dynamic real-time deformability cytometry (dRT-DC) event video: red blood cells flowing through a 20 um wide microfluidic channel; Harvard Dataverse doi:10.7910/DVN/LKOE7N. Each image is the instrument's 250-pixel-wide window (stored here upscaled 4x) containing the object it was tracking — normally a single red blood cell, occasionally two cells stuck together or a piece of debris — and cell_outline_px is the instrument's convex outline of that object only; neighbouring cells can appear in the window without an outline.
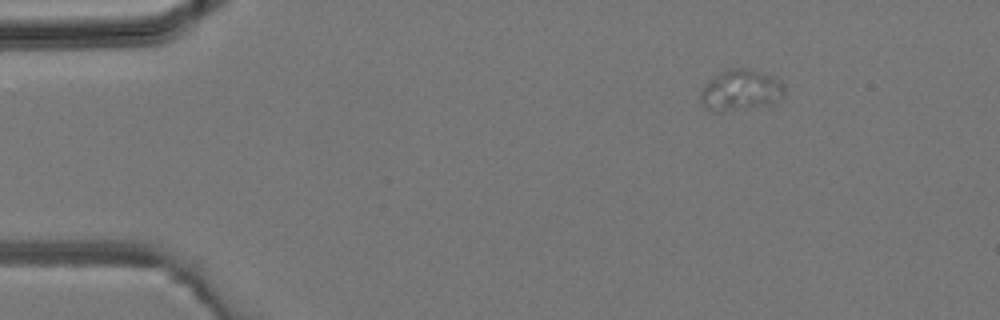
{"species": "common noctule bat (a hibernating species)", "species_latin": "Nyctalus noctula", "temperature_condition": "room temperature", "stored_images_in_passage": 37, "camera_frame_rate_fps": 3000, "um_per_image_px": 0.085, "animal": {"sex": "male", "body_mass_g": 19.2, "forearm_length_mm": 51.8}, "frame": {"image": 1, "passage_image": 1, "time_ms": 0.0, "image_size_px": [1000, 320], "cell_outline_px": [[784, 96], [776, 104], [720, 112], [716, 112], [704, 108], [700, 104], [700, 92], [704, 84], [728, 68], [748, 68], [772, 76], [784, 84]], "centroid_in_image_um": [62.96, 7.69], "position_along_channel_um": 22.0, "area_um2": 20.35}}
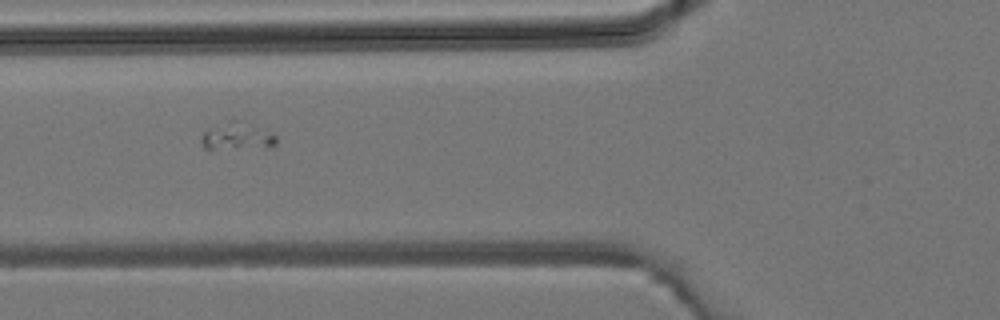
{"frame": {"image": 2, "passage_image": 11, "time_ms": 3.333, "image_size_px": [1000, 320], "cell_outline_px": [[276, 144], [268, 148], [212, 152], [208, 152], [204, 148], [200, 140], [200, 136], [208, 128], [228, 120], [236, 120], [276, 136]], "centroid_in_image_um": [20.02, 11.69], "position_along_channel_um": 105.8, "area_um2": 12.54}}
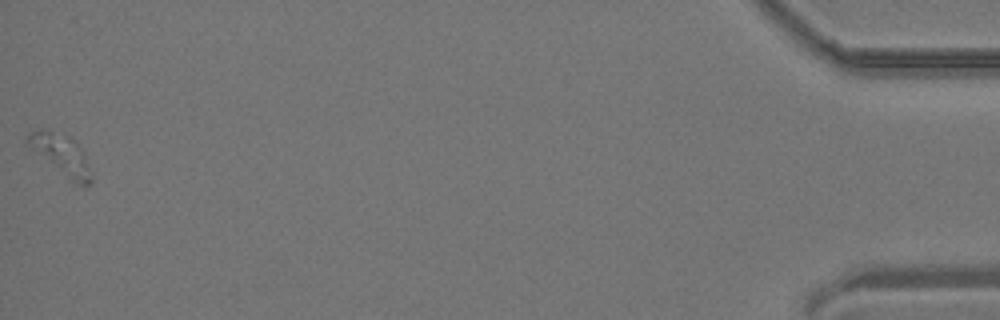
{"frame": {"image": 3, "passage_image": 37, "time_ms": 12.0, "image_size_px": [1000, 320], "cell_outline_px": [[92, 180], [88, 184], [72, 184], [28, 144], [24, 140], [28, 132], [40, 128], [48, 128], [72, 136], [80, 148], [92, 172]], "centroid_in_image_um": [5.2, 13.1], "position_along_channel_um": 430.0, "area_um2": 15.2}}